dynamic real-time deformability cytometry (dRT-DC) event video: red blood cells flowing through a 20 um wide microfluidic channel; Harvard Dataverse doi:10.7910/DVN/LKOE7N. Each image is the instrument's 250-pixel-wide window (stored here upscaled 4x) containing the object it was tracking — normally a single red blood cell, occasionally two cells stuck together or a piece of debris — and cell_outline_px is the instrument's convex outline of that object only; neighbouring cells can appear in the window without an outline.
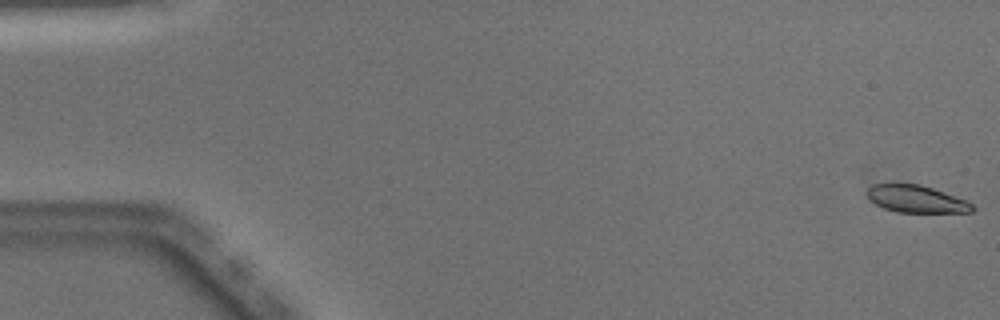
{"species": "Egyptian fruit bat (a non-hibernating species)", "species_latin": "Rousettus aegyptiacus", "temperature_condition": "warm", "stored_images_in_passage": 50, "camera_frame_rate_fps": 3000, "um_per_image_px": 0.085, "animal": {"sex": "male"}, "frame": {"image": 1, "passage_image": 1, "time_ms": 0.0, "image_size_px": [1000, 320], "cell_outline_px": [[976, 208], [972, 212], [896, 212], [884, 208], [876, 204], [864, 192], [872, 184], [892, 180], [920, 184], [944, 192], [964, 200], [972, 204]], "centroid_in_image_um": [77.79, 16.86], "position_along_channel_um": 7.2, "area_um2": 17.22}}
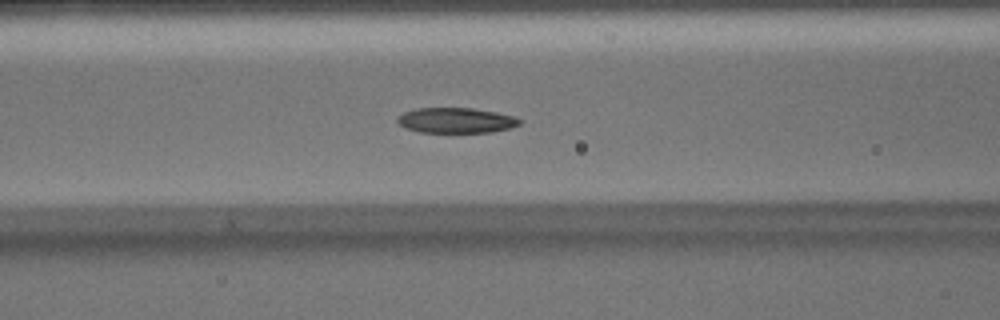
{"frame": {"image": 2, "passage_image": 21, "time_ms": 6.667, "image_size_px": [1000, 320], "cell_outline_px": [[524, 120], [520, 124], [512, 128], [492, 132], [420, 132], [404, 128], [396, 120], [404, 112], [416, 108], [472, 108], [496, 112], [512, 116]], "centroid_in_image_um": [38.79, 10.23], "position_along_channel_um": 127.8, "area_um2": 18.03}}
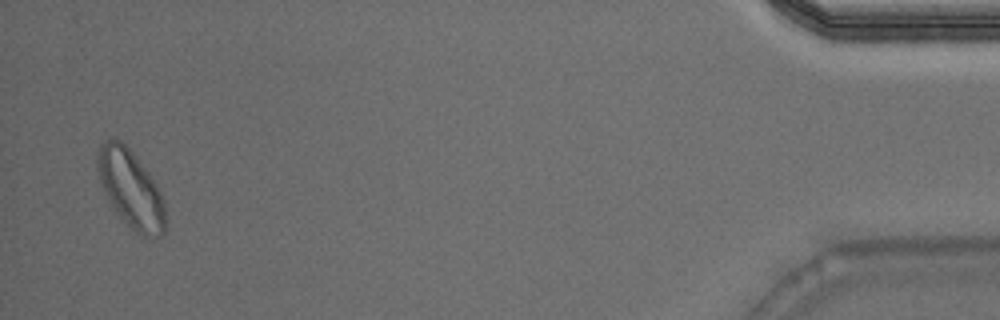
{"frame": {"image": 3, "passage_image": 49, "time_ms": 16.0, "image_size_px": [1000, 320], "cell_outline_px": [[164, 232], [160, 236], [144, 236], [136, 232], [120, 216], [104, 192], [96, 176], [96, 152], [100, 144], [104, 140], [112, 136], [116, 136], [128, 148], [148, 172], [156, 184], [164, 200]], "centroid_in_image_um": [11.05, 15.97], "position_along_channel_um": 424.1, "area_um2": 30.58}, "authors_computed_cell_mechanics": {"area_um2": 18.7272, "velocity_mm_per_s": 4.0542, "shape_relaxation_time_tau1_ms": 3.2996, "shape_relaxation_time_tau2_ms": 2.5567, "deformation_change_tau1": 0.1313, "deformation_change_tau2": 0.0602}}